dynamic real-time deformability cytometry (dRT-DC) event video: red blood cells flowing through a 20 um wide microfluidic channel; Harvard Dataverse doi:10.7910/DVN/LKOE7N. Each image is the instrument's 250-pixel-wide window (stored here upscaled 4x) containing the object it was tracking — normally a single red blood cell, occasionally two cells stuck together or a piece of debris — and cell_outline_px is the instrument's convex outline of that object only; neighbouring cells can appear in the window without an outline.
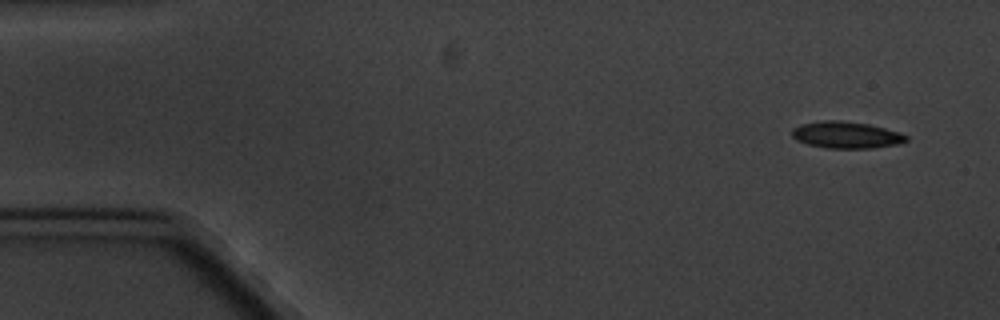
{"species": "common noctule bat (a hibernating species)", "species_latin": "Nyctalus noctula", "temperature_condition": "cold", "stored_images_in_passage": 4, "camera_frame_rate_fps": 3000, "um_per_image_px": 0.085, "animal": {"sex": "male", "body_mass_g": 20.1, "forearm_length_mm": 53.5}, "frame": {"image": 1, "passage_image": 1, "time_ms": 0.0, "image_size_px": [1000, 320], "cell_outline_px": [[908, 140], [896, 144], [872, 148], [828, 148], [808, 144], [796, 140], [792, 136], [792, 128], [800, 124], [824, 120], [840, 120], [868, 124], [900, 132], [908, 136]], "centroid_in_image_um": [71.91, 11.46], "position_along_channel_um": 13.1, "area_um2": 17.74}}